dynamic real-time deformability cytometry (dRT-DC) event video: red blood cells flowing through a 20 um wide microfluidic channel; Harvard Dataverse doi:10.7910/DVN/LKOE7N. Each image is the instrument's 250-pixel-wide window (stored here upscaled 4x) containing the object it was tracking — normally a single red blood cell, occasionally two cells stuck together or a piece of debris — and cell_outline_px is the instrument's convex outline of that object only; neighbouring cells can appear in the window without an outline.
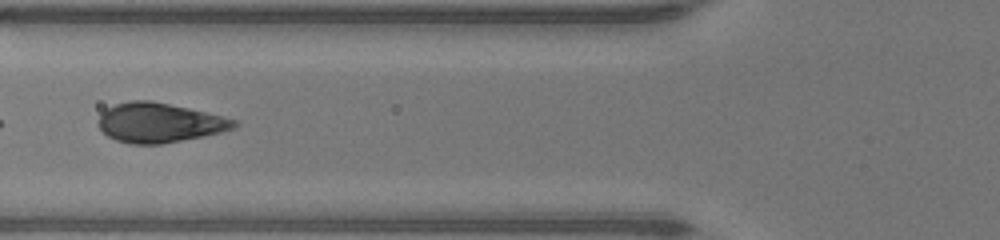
{"species": "human", "species_latin": "Homo sapiens", "temperature_condition": "warm", "stored_images_in_passage": 14, "camera_frame_rate_fps": 3000, "um_per_image_px": 0.085, "donor": {"sex": "male"}, "frame": {"image": 1, "passage_image": 7, "time_ms": 2.0, "image_size_px": [1000, 240], "cell_outline_px": [[240, 124], [236, 128], [220, 132], [160, 144], [128, 144], [116, 140], [108, 136], [96, 124], [96, 120], [100, 112], [116, 104], [132, 100], [152, 100], [188, 108], [236, 120]], "centroid_in_image_um": [13.48, 10.42], "position_along_channel_um": 112.3, "area_um2": 31.15}}
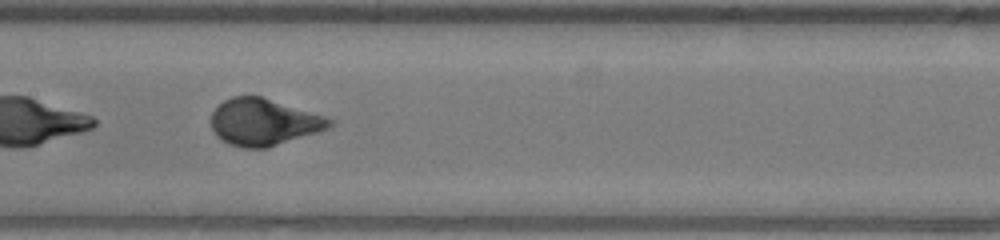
{"frame": {"image": 2, "passage_image": 12, "time_ms": 3.667, "image_size_px": [1000, 240], "cell_outline_px": [[336, 124], [320, 132], [268, 148], [244, 148], [228, 144], [220, 140], [216, 136], [212, 128], [212, 112], [224, 100], [232, 96], [260, 96], [324, 116], [336, 120]], "centroid_in_image_um": [22.44, 10.4], "position_along_channel_um": 185.0, "area_um2": 32.43}}